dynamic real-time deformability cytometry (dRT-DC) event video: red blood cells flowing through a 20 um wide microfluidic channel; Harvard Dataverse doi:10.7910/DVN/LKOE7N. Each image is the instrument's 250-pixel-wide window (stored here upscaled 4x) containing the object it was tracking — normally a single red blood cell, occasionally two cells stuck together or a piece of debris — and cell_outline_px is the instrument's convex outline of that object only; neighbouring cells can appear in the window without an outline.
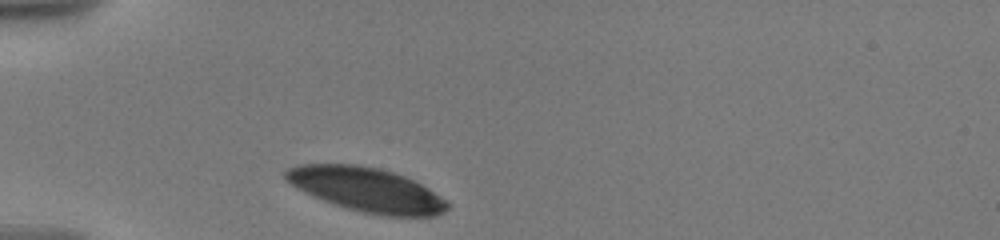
{"species": "human", "species_latin": "Homo sapiens", "temperature_condition": "warm", "stored_images_in_passage": 20, "camera_frame_rate_fps": 3000, "um_per_image_px": 0.085, "donor": {"sex": "male"}, "frame": {"image": 1, "passage_image": 1, "time_ms": 0.0, "image_size_px": [1000, 240], "cell_outline_px": [[452, 204], [444, 212], [436, 216], [380, 216], [360, 212], [332, 204], [296, 188], [284, 180], [284, 172], [288, 168], [296, 164], [356, 164], [380, 168], [404, 176], [428, 188]], "centroid_in_image_um": [31.14, 16.13], "position_along_channel_um": 53.9, "area_um2": 41.96}}
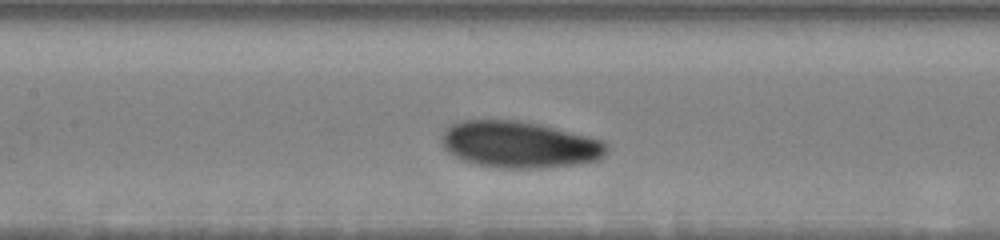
{"frame": {"image": 2, "passage_image": 10, "time_ms": 3.667, "image_size_px": [1000, 240], "cell_outline_px": [[608, 152], [604, 156], [596, 160], [584, 164], [544, 168], [496, 168], [472, 164], [448, 152], [444, 148], [440, 140], [440, 136], [452, 124], [460, 120], [520, 120], [540, 124], [604, 140], [608, 144]], "centroid_in_image_um": [44.18, 12.3], "position_along_channel_um": 163.2, "area_um2": 45.43}}
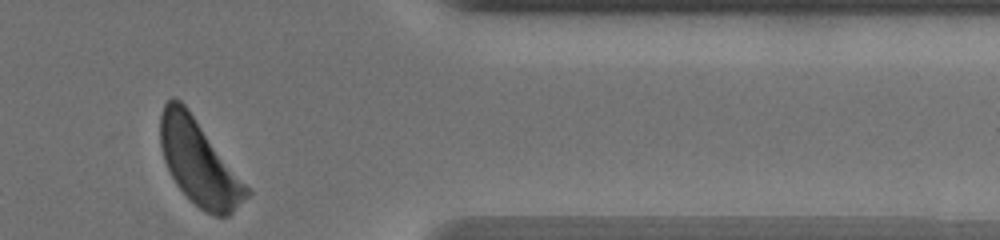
{"frame": {"image": 3, "passage_image": 20, "time_ms": 10.667, "image_size_px": [1000, 240], "cell_outline_px": [[252, 192], [228, 216], [216, 216], [204, 212], [176, 184], [164, 160], [160, 148], [160, 116], [164, 104], [172, 96], [180, 100], [188, 108]], "centroid_in_image_um": [16.89, 13.79], "position_along_channel_um": 394.5, "area_um2": 42.08}, "authors_computed_cell_mechanics": {"area_um2": 44.7661, "velocity_mm_per_s": 3.5054, "shape_relaxation_time_tau1_ms": 2.0139, "shape_relaxation_time_tau2_ms": null, "deformation_change_tau1": 0.098, "deformation_change_tau2": null}}